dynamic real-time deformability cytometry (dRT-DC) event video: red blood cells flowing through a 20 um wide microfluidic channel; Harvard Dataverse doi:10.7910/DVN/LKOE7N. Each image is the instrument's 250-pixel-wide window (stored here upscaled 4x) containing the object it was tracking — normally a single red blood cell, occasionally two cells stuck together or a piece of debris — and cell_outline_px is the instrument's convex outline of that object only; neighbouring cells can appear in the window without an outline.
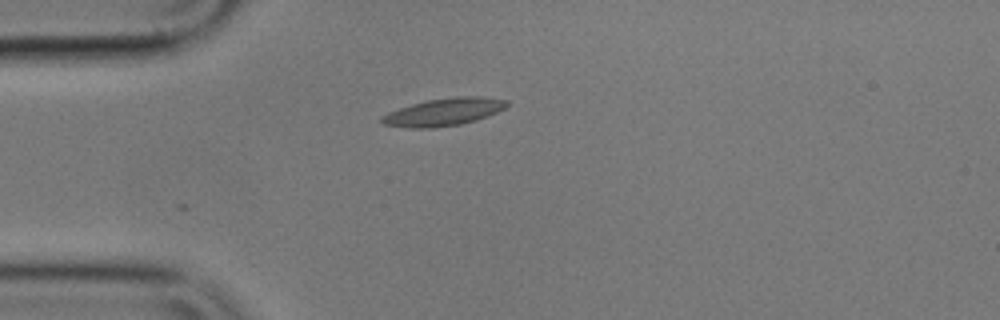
{"species": "common noctule bat (a hibernating species)", "species_latin": "Nyctalus noctula", "temperature_condition": "cold", "stored_images_in_passage": 14, "camera_frame_rate_fps": 3000, "um_per_image_px": 0.085, "animal": {"sex": "male", "body_mass_g": 17.9}, "frame": {"image": 1, "passage_image": 1, "time_ms": 0.0, "image_size_px": [1000, 320], "cell_outline_px": [[508, 104], [504, 108], [496, 112], [476, 120], [460, 124], [432, 128], [412, 128], [384, 124], [380, 120], [380, 116], [388, 112], [412, 104], [428, 100], [456, 96], [480, 96], [508, 100]], "centroid_in_image_um": [37.71, 9.51], "position_along_channel_um": 47.3, "area_um2": 19.88}}
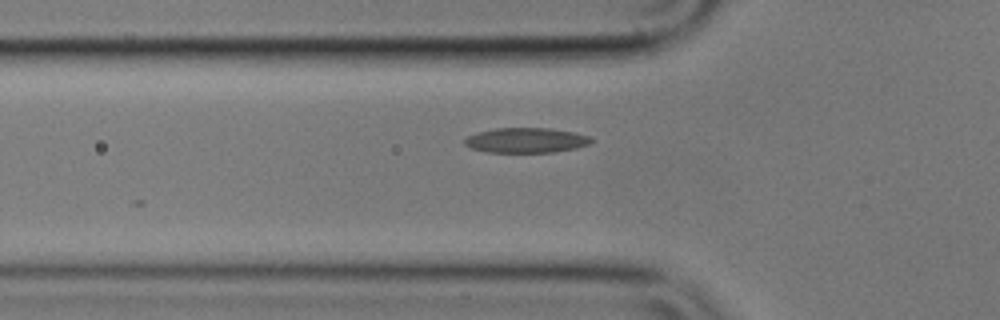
{"frame": {"image": 2, "passage_image": 5, "time_ms": 1.333, "image_size_px": [1000, 320], "cell_outline_px": [[596, 140], [588, 144], [576, 148], [556, 152], [484, 152], [472, 148], [464, 144], [464, 140], [468, 136], [480, 132], [496, 128], [548, 128], [572, 132], [588, 136]], "centroid_in_image_um": [44.73, 11.93], "position_along_channel_um": 81.1, "area_um2": 18.32}}
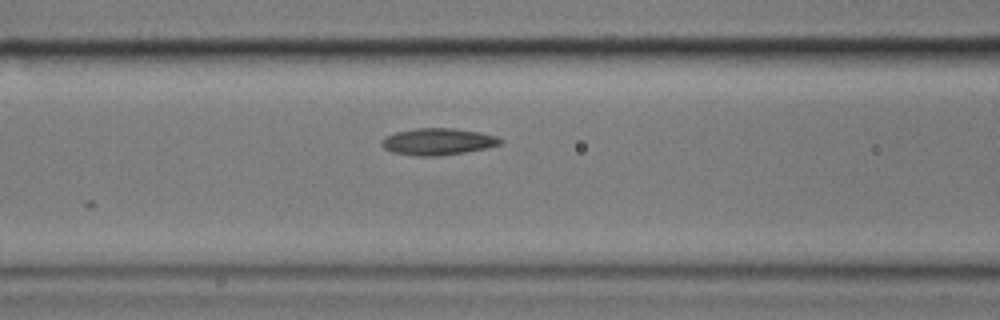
{"frame": {"image": 3, "passage_image": 9, "time_ms": 2.667, "image_size_px": [1000, 320], "cell_outline_px": [[504, 140], [500, 144], [488, 148], [440, 156], [416, 156], [392, 152], [384, 148], [380, 144], [380, 140], [384, 136], [396, 132], [416, 128], [452, 128], [480, 132], [496, 136]], "centroid_in_image_um": [37.2, 12.04], "position_along_channel_um": 129.4, "area_um2": 18.67}}